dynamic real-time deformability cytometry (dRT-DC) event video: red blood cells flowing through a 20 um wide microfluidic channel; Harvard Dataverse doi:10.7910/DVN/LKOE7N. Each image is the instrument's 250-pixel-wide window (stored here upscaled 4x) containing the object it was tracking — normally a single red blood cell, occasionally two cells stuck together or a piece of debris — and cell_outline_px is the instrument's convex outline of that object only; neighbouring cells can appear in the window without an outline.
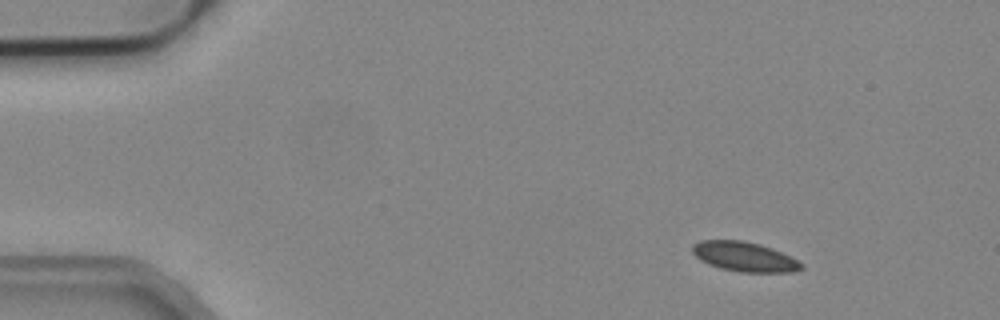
{"species": "common noctule bat (a hibernating species)", "species_latin": "Nyctalus noctula", "temperature_condition": "cold", "stored_images_in_passage": 6, "camera_frame_rate_fps": 3000, "um_per_image_px": 0.085, "animal": {"sex": "male", "body_mass_g": 19.2, "forearm_length_mm": 51.8}, "frame": {"image": 1, "passage_image": 2, "time_ms": 0.333, "image_size_px": [1000, 320], "cell_outline_px": [[804, 268], [792, 272], [740, 272], [720, 268], [708, 264], [700, 260], [692, 252], [692, 244], [700, 240], [740, 240], [760, 244], [772, 248], [792, 256], [804, 264]], "centroid_in_image_um": [63.29, 21.82], "position_along_channel_um": 21.7, "area_um2": 19.02}}
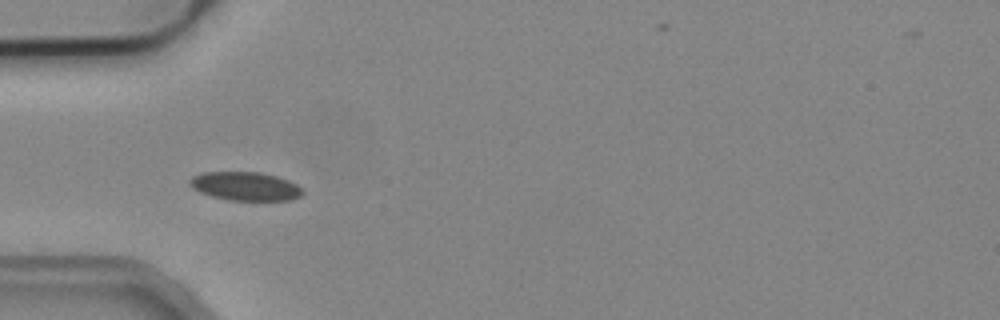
{"frame": {"image": 2, "passage_image": 4, "time_ms": 1.0, "image_size_px": [1000, 320], "cell_outline_px": [[304, 192], [300, 196], [292, 200], [228, 200], [212, 196], [200, 192], [192, 188], [188, 184], [188, 180], [192, 176], [204, 172], [260, 172], [276, 176], [288, 180], [296, 184]], "centroid_in_image_um": [20.82, 15.82], "position_along_channel_um": 64.2, "area_um2": 18.84}}